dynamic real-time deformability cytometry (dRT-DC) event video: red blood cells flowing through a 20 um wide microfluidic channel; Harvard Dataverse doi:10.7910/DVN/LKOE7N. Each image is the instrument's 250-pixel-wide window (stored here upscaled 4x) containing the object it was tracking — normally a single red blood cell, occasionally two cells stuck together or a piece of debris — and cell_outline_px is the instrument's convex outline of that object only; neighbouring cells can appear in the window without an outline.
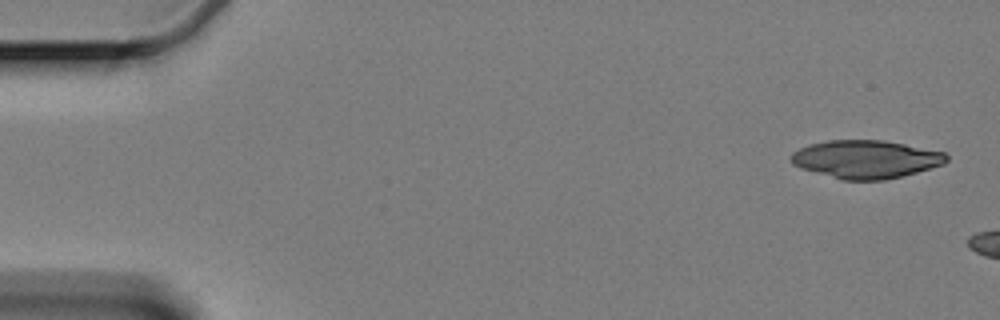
{"species": "Egyptian fruit bat (a non-hibernating species)", "species_latin": "Rousettus aegyptiacus", "temperature_condition": "cold", "stored_images_in_passage": 51, "camera_frame_rate_fps": 3000, "um_per_image_px": 0.085, "animal": {"sex": "female"}, "frame": {"image": 1, "passage_image": 1, "time_ms": 0.0, "image_size_px": [1000, 320], "cell_outline_px": [[948, 160], [944, 164], [916, 172], [884, 180], [840, 180], [800, 168], [792, 164], [792, 152], [808, 144], [828, 140], [880, 140], [904, 144], [944, 152], [948, 156]], "centroid_in_image_um": [73.57, 13.54], "position_along_channel_um": 11.4, "area_um2": 34.39}}